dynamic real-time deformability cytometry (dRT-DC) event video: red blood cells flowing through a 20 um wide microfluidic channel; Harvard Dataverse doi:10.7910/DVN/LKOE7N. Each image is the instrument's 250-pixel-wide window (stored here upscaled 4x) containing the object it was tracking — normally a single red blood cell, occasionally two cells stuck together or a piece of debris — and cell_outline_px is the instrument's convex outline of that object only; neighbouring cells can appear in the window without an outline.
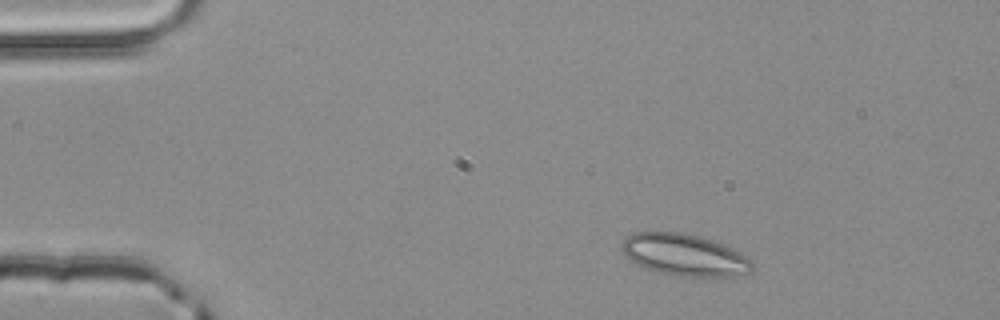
{"species": "common noctule bat (a hibernating species)", "species_latin": "Nyctalus noctula", "temperature_condition": "room temperature", "stored_images_in_passage": 2, "camera_frame_rate_fps": 3000, "um_per_image_px": 0.085, "animal": {"sex": "male", "body_mass_g": 20.4}, "frame": {"image": 1, "passage_image": 1, "time_ms": 0.0, "image_size_px": [1000, 320], "cell_outline_px": [[752, 268], [748, 272], [732, 276], [672, 276], [644, 268], [628, 260], [624, 256], [620, 248], [620, 244], [632, 232], [680, 232], [700, 236], [736, 248], [752, 260]], "centroid_in_image_um": [58.14, 21.66], "position_along_channel_um": 26.9, "area_um2": 32.19}}